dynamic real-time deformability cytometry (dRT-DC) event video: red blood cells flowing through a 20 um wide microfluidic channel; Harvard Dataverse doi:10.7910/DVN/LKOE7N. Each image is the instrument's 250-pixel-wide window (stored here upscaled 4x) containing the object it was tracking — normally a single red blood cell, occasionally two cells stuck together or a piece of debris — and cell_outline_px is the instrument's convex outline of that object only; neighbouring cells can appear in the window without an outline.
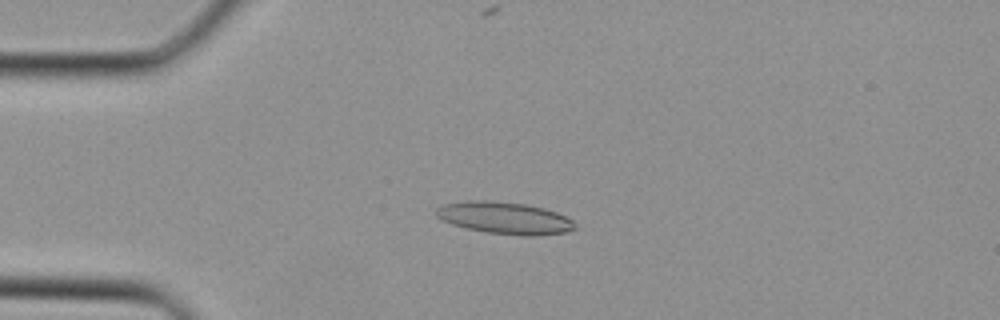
{"species": "Egyptian fruit bat (a non-hibernating species)", "species_latin": "Rousettus aegyptiacus", "temperature_condition": "cold", "stored_images_in_passage": 34, "camera_frame_rate_fps": 3000, "um_per_image_px": 0.085, "animal": {"sex": "female"}, "frame": {"image": 1, "passage_image": 8, "time_ms": 2.333, "image_size_px": [1000, 320], "cell_outline_px": [[576, 228], [564, 232], [536, 236], [520, 236], [484, 232], [464, 228], [452, 224], [436, 216], [436, 208], [440, 204], [468, 200], [488, 200], [524, 204], [544, 208], [556, 212], [572, 220]], "centroid_in_image_um": [42.85, 18.53], "position_along_channel_um": 42.2, "area_um2": 26.01}}
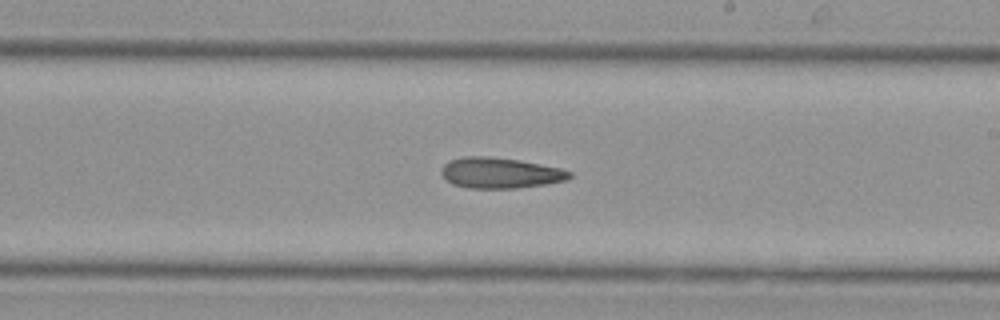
{"frame": {"image": 2, "passage_image": 20, "time_ms": 6.333, "image_size_px": [1000, 320], "cell_outline_px": [[572, 176], [568, 180], [544, 184], [516, 188], [468, 188], [452, 184], [440, 172], [440, 168], [444, 164], [452, 160], [468, 156], [488, 156], [516, 160], [560, 168], [572, 172]], "centroid_in_image_um": [42.51, 14.7], "position_along_channel_um": 246.5, "area_um2": 22.66}}
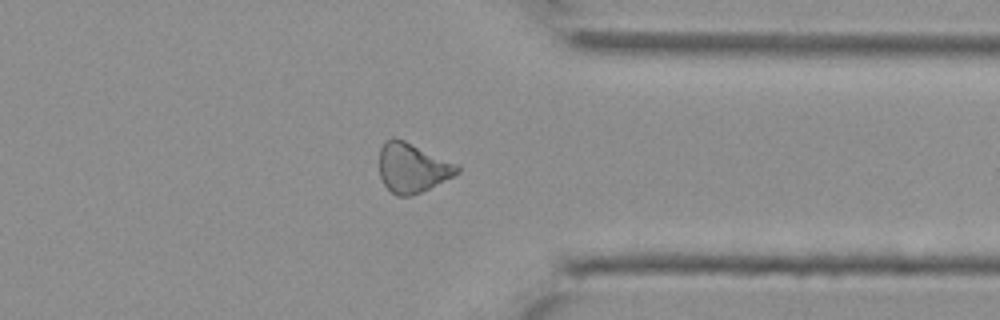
{"frame": {"image": 3, "passage_image": 27, "time_ms": 8.667, "image_size_px": [1000, 320], "cell_outline_px": [[460, 172], [412, 196], [396, 196], [384, 184], [380, 176], [380, 148], [384, 140], [392, 136], [404, 140], [460, 164]], "centroid_in_image_um": [35.05, 14.23], "position_along_channel_um": 376.4, "area_um2": 22.54}}